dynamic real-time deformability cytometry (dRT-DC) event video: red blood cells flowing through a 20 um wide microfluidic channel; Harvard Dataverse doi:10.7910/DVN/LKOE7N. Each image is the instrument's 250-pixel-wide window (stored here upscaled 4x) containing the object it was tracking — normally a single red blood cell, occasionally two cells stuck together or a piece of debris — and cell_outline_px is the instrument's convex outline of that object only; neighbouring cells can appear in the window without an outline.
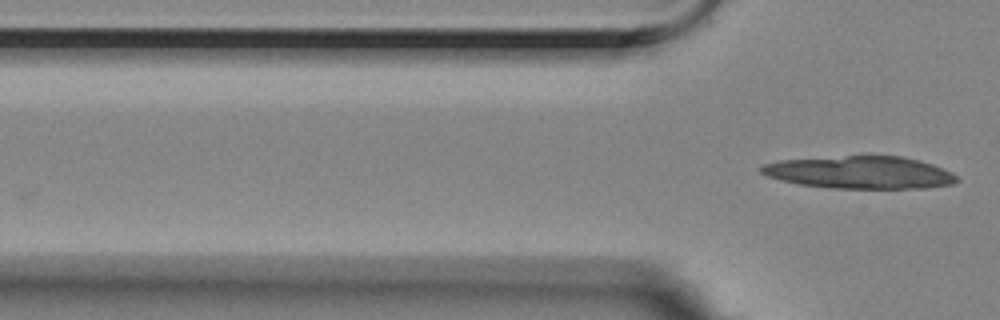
{"species": "Egyptian fruit bat (a non-hibernating species)", "species_latin": "Rousettus aegyptiacus", "temperature_condition": "room temperature", "stored_images_in_passage": 3, "camera_frame_rate_fps": 3000, "um_per_image_px": 0.085, "animal": {"sex": "female"}, "frame": {"image": 1, "passage_image": 3, "time_ms": 0.667, "image_size_px": [1000, 320], "cell_outline_px": [[960, 180], [952, 184], [924, 188], [828, 188], [800, 184], [780, 180], [768, 176], [760, 172], [760, 168], [764, 164], [780, 160], [844, 156], [904, 156], [920, 160], [944, 168], [952, 172]], "centroid_in_image_um": [73.13, 14.65], "position_along_channel_um": 52.7, "area_um2": 37.05}}